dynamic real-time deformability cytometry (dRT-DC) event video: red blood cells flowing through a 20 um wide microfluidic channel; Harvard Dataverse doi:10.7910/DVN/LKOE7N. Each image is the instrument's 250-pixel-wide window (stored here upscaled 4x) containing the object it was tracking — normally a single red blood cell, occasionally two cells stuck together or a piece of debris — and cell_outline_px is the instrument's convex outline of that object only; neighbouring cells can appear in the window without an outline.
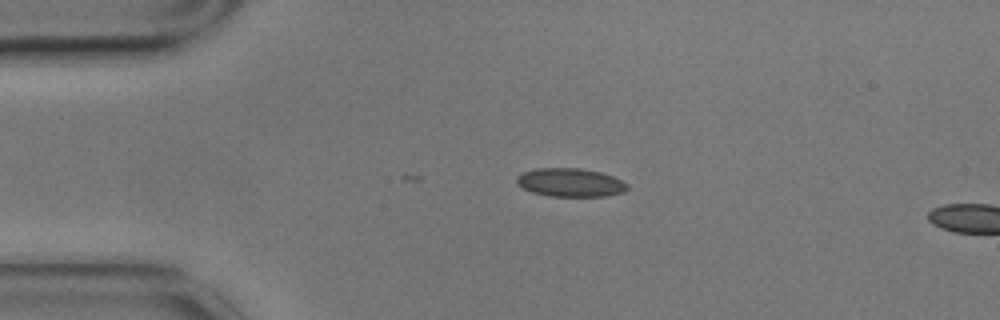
{"species": "common noctule bat (a hibernating species)", "species_latin": "Nyctalus noctula", "temperature_condition": "cold", "stored_images_in_passage": 4, "camera_frame_rate_fps": 3000, "um_per_image_px": 0.085, "animal": {"sex": "male", "body_mass_g": 17.9}, "frame": {"image": 1, "passage_image": 1, "time_ms": 0.0, "image_size_px": [1000, 320], "cell_outline_px": [[628, 188], [624, 192], [604, 196], [548, 196], [532, 192], [524, 188], [516, 180], [516, 176], [524, 172], [536, 168], [580, 168], [600, 172], [612, 176], [628, 184]], "centroid_in_image_um": [48.49, 15.51], "position_along_channel_um": 36.5, "area_um2": 18.21}}